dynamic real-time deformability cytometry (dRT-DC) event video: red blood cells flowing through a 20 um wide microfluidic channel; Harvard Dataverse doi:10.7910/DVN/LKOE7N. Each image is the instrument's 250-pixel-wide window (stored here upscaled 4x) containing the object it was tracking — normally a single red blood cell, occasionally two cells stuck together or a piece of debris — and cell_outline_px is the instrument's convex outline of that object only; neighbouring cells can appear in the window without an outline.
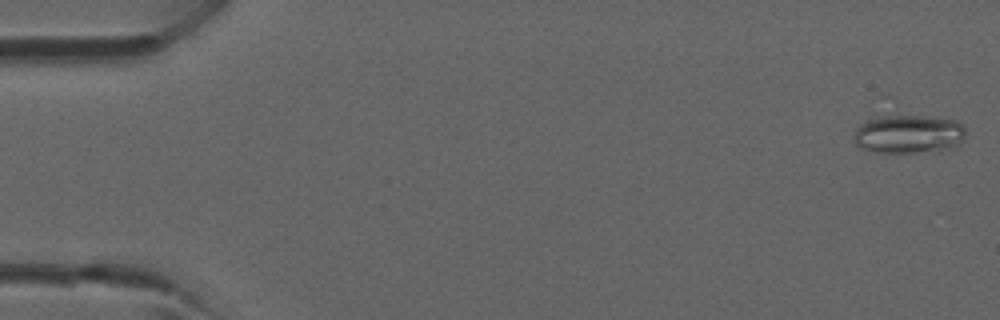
{"species": "common noctule bat (a hibernating species)", "species_latin": "Nyctalus noctula", "temperature_condition": "room temperature", "stored_images_in_passage": 8, "camera_frame_rate_fps": 3000, "um_per_image_px": 0.085, "animal": {"sex": "male", "forearm_length_mm": 52.5}, "frame": {"image": 1, "passage_image": 1, "time_ms": 0.0, "image_size_px": [1000, 320], "cell_outline_px": [[964, 140], [956, 144], [940, 148], [912, 152], [876, 152], [864, 148], [856, 144], [852, 140], [852, 136], [856, 128], [860, 124], [868, 120], [884, 116], [924, 116], [956, 120], [964, 128]], "centroid_in_image_um": [77.16, 11.37], "position_along_channel_um": 7.8, "area_um2": 24.39}}